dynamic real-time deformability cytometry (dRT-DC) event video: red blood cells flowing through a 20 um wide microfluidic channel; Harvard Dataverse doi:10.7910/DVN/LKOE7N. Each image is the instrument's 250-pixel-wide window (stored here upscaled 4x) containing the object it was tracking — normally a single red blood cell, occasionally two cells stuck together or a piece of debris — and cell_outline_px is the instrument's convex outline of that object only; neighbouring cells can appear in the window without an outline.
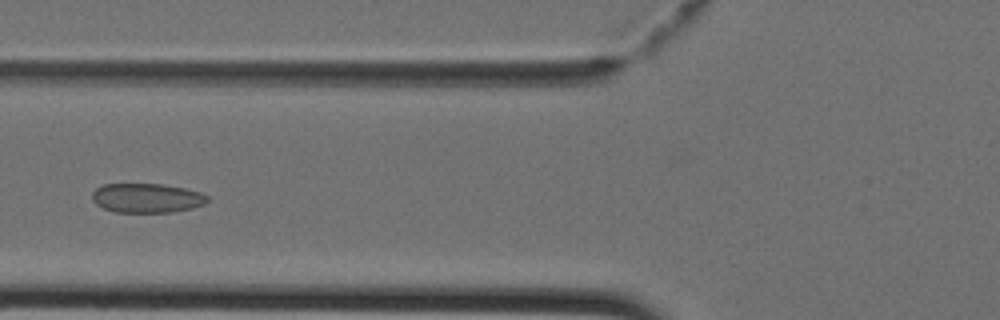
{"species": "Egyptian fruit bat (a non-hibernating species)", "species_latin": "Rousettus aegyptiacus", "temperature_condition": "cold", "stored_images_in_passage": 34, "camera_frame_rate_fps": 3000, "um_per_image_px": 0.085, "animal": {"sex": "female"}, "frame": {"image": 1, "passage_image": 8, "time_ms": 2.333, "image_size_px": [1000, 320], "cell_outline_px": [[208, 200], [204, 204], [192, 208], [172, 212], [112, 212], [96, 204], [92, 200], [92, 192], [96, 188], [104, 184], [164, 184], [184, 188], [200, 192], [208, 196]], "centroid_in_image_um": [12.46, 16.83], "position_along_channel_um": 113.3, "area_um2": 19.77}}
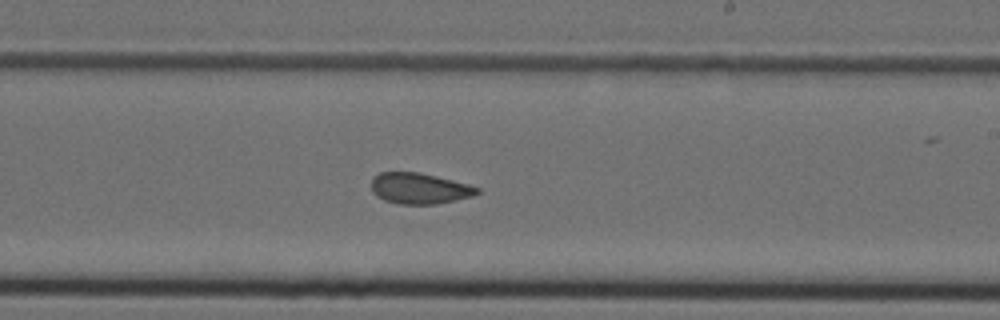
{"frame": {"image": 2, "passage_image": 17, "time_ms": 5.333, "image_size_px": [1000, 320], "cell_outline_px": [[480, 192], [472, 196], [456, 200], [436, 204], [396, 204], [384, 200], [376, 196], [372, 192], [372, 180], [380, 172], [420, 172], [468, 184], [480, 188]], "centroid_in_image_um": [35.65, 16.02], "position_along_channel_um": 253.4, "area_um2": 19.07}}
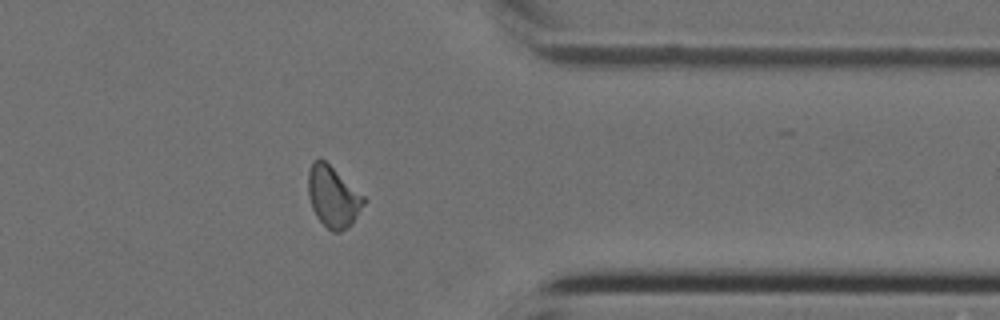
{"frame": {"image": 3, "passage_image": 26, "time_ms": 8.333, "image_size_px": [1000, 320], "cell_outline_px": [[364, 204], [352, 224], [348, 228], [340, 232], [332, 232], [316, 216], [312, 208], [308, 196], [308, 172], [312, 160], [324, 160], [364, 196]], "centroid_in_image_um": [28.29, 16.74], "position_along_channel_um": 383.1, "area_um2": 19.54}}